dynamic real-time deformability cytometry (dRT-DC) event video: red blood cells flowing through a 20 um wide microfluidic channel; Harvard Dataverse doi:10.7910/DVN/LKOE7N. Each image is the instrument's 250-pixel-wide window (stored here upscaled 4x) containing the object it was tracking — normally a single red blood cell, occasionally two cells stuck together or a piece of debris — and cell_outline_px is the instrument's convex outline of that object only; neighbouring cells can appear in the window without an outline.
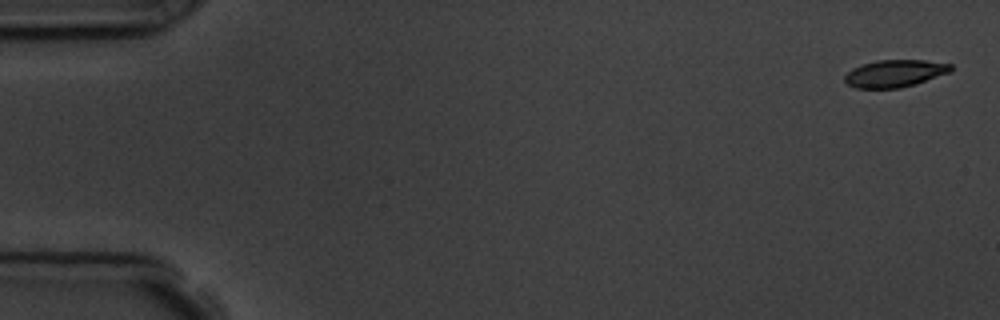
{"species": "common noctule bat (a hibernating species)", "species_latin": "Nyctalus noctula", "temperature_condition": "room temperature", "stored_images_in_passage": 5, "camera_frame_rate_fps": 3000, "um_per_image_px": 0.085, "animal": {"sex": "male", "body_mass_g": 19.5, "forearm_length_mm": 54.6}, "frame": {"image": 1, "passage_image": 1, "time_ms": 0.0, "image_size_px": [1000, 320], "cell_outline_px": [[952, 72], [916, 84], [900, 88], [856, 88], [848, 84], [844, 80], [844, 76], [852, 68], [876, 60], [924, 60], [952, 64]], "centroid_in_image_um": [76.09, 6.24], "position_along_channel_um": 8.9, "area_um2": 16.94}}
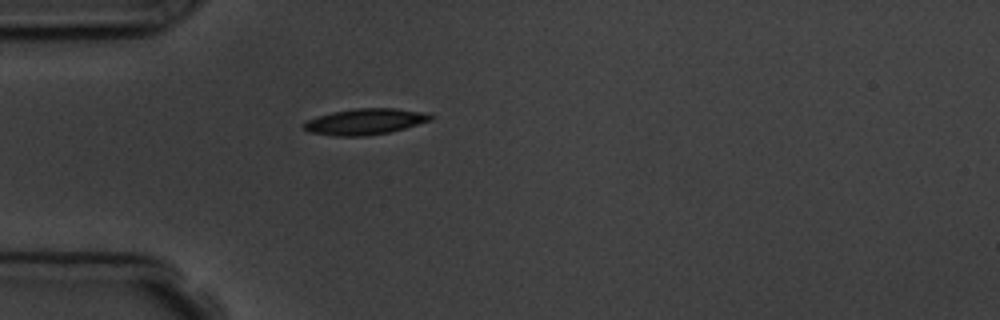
{"frame": {"image": 2, "passage_image": 5, "time_ms": 4.667, "image_size_px": [1000, 320], "cell_outline_px": [[436, 116], [432, 120], [404, 128], [388, 132], [364, 136], [332, 136], [308, 132], [304, 128], [304, 124], [308, 120], [316, 116], [332, 112], [356, 108], [396, 108], [424, 112]], "centroid_in_image_um": [31.04, 10.33], "position_along_channel_um": 54.0, "area_um2": 19.25}}